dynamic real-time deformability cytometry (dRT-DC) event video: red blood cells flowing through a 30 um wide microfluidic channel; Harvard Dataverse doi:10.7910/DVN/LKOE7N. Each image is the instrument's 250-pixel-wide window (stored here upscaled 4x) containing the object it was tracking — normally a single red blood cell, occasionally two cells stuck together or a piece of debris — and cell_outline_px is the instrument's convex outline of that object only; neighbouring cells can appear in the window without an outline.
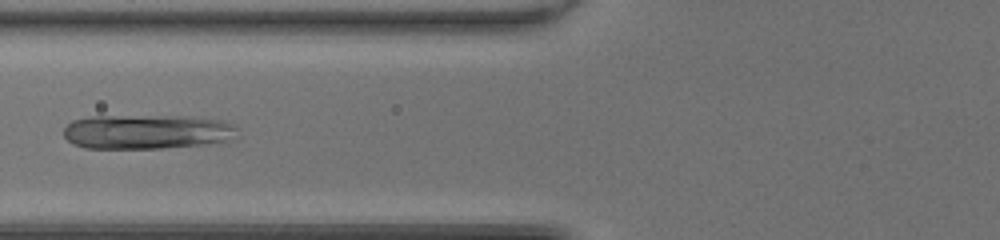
{"species": "common noctule bat (a hibernating species)", "species_latin": "Nyctalus noctula", "temperature_condition": "room temperature", "stored_images_in_passage": 42, "camera_frame_rate_fps": 3000, "um_per_image_px": 0.085, "animal": {"sex": "female", "body_mass_g": 20.0, "forearm_length_mm": 54.0}, "frame": {"image": 1, "passage_image": 14, "time_ms": 4.333, "image_size_px": [1000, 240], "cell_outline_px": [[236, 128], [224, 140], [204, 144], [160, 148], [84, 148], [72, 144], [64, 136], [64, 128], [72, 120], [88, 116], [192, 116], [224, 120], [232, 124]], "centroid_in_image_um": [12.37, 11.18], "position_along_channel_um": 113.4, "area_um2": 34.62}}